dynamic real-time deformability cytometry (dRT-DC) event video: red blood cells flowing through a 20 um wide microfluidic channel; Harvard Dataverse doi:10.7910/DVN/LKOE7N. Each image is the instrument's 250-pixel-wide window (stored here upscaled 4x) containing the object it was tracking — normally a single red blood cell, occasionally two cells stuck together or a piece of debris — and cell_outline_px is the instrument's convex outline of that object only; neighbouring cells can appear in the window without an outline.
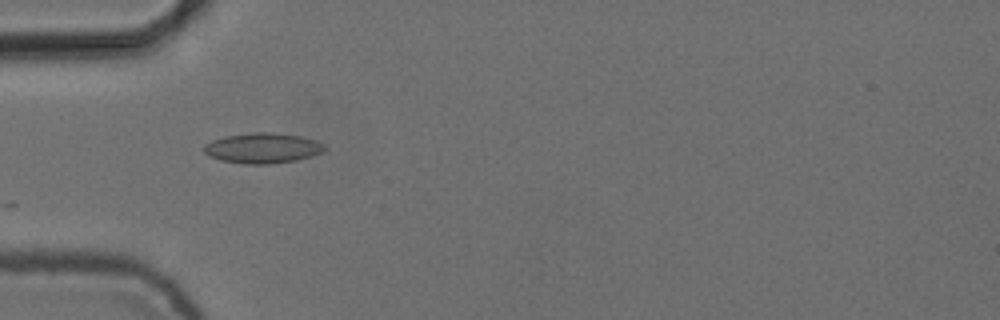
{"species": "common noctule bat (a hibernating species)", "species_latin": "Nyctalus noctula", "temperature_condition": "cold", "stored_images_in_passage": 6, "camera_frame_rate_fps": 3000, "um_per_image_px": 0.085, "animal": {"sex": "female", "body_mass_g": 24.6, "forearm_length_mm": 56.2}, "frame": {"image": 1, "passage_image": 4, "time_ms": 1.0, "image_size_px": [1000, 320], "cell_outline_px": [[324, 152], [296, 160], [272, 164], [244, 164], [220, 160], [208, 156], [204, 152], [204, 144], [212, 140], [224, 136], [252, 132], [272, 132], [300, 136], [316, 140], [324, 144]], "centroid_in_image_um": [22.3, 12.58], "position_along_channel_um": 62.7, "area_um2": 21.44}}
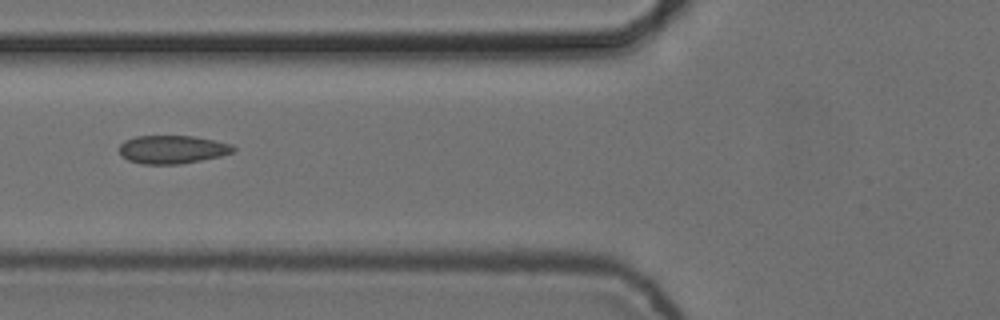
{"frame": {"image": 2, "passage_image": 5, "time_ms": 1.333, "image_size_px": [1000, 320], "cell_outline_px": [[236, 148], [232, 152], [220, 156], [180, 164], [140, 164], [128, 160], [120, 152], [120, 144], [124, 140], [136, 136], [192, 136], [232, 144]], "centroid_in_image_um": [14.63, 12.7], "position_along_channel_um": 111.2, "area_um2": 18.61}}
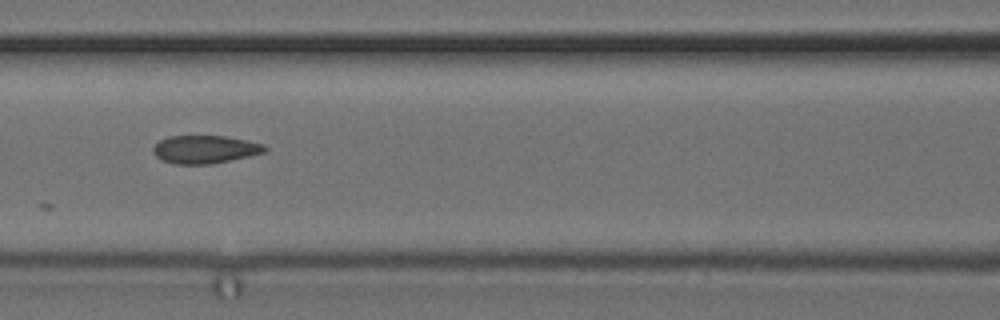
{"frame": {"image": 3, "passage_image": 6, "time_ms": 1.667, "image_size_px": [1000, 320], "cell_outline_px": [[268, 148], [264, 152], [248, 156], [212, 164], [172, 164], [160, 160], [152, 152], [152, 148], [160, 140], [168, 136], [224, 136], [248, 140], [264, 144]], "centroid_in_image_um": [17.39, 12.7], "position_along_channel_um": 149.2, "area_um2": 18.32}}